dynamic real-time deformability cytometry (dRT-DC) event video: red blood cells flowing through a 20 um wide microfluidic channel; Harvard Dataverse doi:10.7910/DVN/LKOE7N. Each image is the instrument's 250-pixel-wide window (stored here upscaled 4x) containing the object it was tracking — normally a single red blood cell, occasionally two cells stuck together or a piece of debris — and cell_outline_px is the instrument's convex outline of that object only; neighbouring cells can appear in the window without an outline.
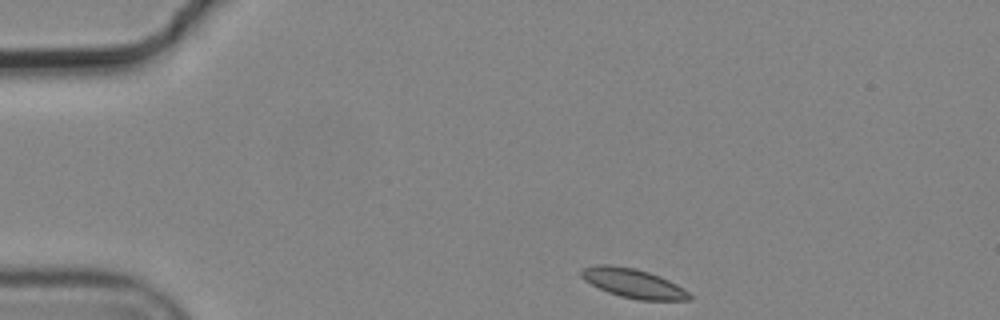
{"species": "common noctule bat (a hibernating species)", "species_latin": "Nyctalus noctula", "temperature_condition": "cold", "stored_images_in_passage": 4, "camera_frame_rate_fps": 3000, "um_per_image_px": 0.085, "animal": {"sex": "male", "body_mass_g": 19.2, "forearm_length_mm": 51.8}, "frame": {"image": 1, "passage_image": 1, "time_ms": 0.0, "image_size_px": [1000, 320], "cell_outline_px": [[692, 300], [636, 300], [620, 296], [608, 292], [584, 280], [580, 276], [580, 268], [596, 264], [608, 264], [636, 268], [660, 276], [684, 288], [692, 296]], "centroid_in_image_um": [53.81, 24.07], "position_along_channel_um": 31.2, "area_um2": 18.55}}
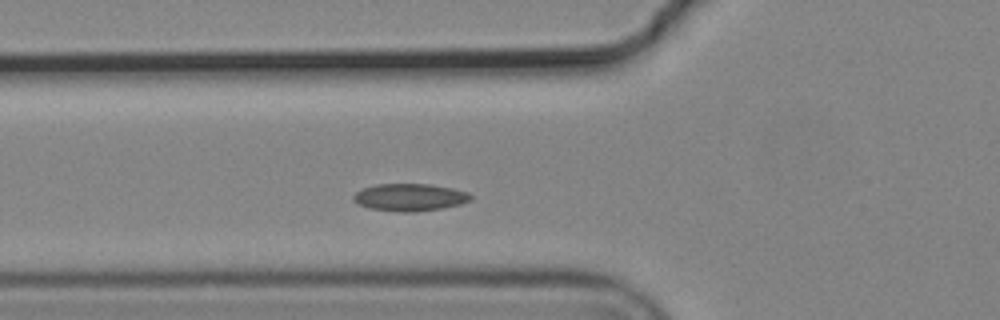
{"frame": {"image": 2, "passage_image": 4, "time_ms": 1.0, "image_size_px": [1000, 320], "cell_outline_px": [[472, 196], [468, 200], [460, 204], [440, 208], [412, 212], [400, 212], [368, 208], [352, 200], [352, 196], [356, 192], [364, 188], [376, 184], [428, 184], [452, 188], [468, 192]], "centroid_in_image_um": [34.79, 16.76], "position_along_channel_um": 91.0, "area_um2": 18.5}}